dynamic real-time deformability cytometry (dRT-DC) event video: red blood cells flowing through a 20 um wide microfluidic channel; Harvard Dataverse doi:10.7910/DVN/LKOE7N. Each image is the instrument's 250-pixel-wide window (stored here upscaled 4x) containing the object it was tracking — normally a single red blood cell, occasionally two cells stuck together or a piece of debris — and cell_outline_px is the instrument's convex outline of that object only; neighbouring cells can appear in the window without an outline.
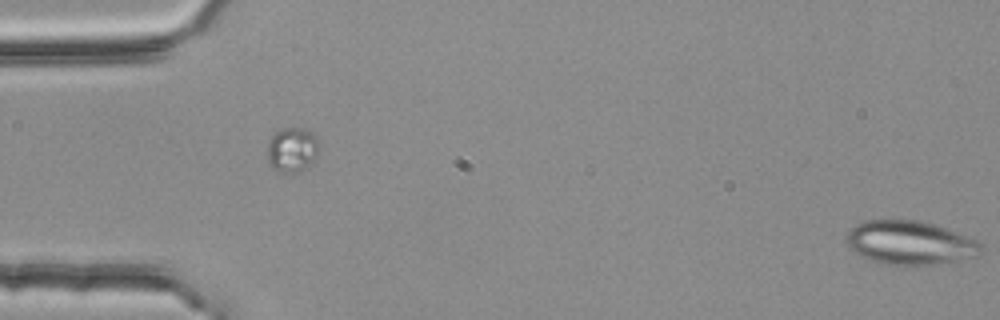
{"species": "common noctule bat (a hibernating species)", "species_latin": "Nyctalus noctula", "temperature_condition": "room temperature", "stored_images_in_passage": 18, "segment_of_instrument_passage": [2, 2], "camera_frame_rate_fps": 3000, "um_per_image_px": 0.085, "animal": {"sex": "female", "body_mass_g": 25.1}, "frame": {"image": 1, "passage_image": 18, "time_ms": 5.667, "image_size_px": [1000, 320], "cell_outline_px": [[980, 256], [936, 264], [888, 264], [872, 260], [848, 248], [844, 240], [848, 232], [856, 224], [864, 220], [924, 220], [936, 224], [976, 240], [980, 244]], "centroid_in_image_um": [77.33, 20.61], "position_along_channel_um": 7.7, "area_um2": 34.1}}